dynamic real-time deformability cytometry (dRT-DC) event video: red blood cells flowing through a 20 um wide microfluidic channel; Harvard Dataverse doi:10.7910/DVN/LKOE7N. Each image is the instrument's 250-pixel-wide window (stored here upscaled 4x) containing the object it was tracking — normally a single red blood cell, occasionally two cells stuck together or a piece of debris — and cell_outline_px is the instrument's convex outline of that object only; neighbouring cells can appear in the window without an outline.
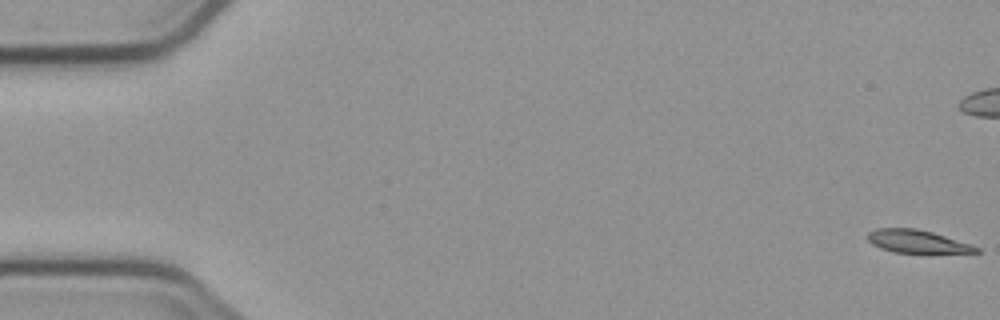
{"species": "common noctule bat (a hibernating species)", "species_latin": "Nyctalus noctula", "temperature_condition": "cold", "stored_images_in_passage": 5, "camera_frame_rate_fps": 3000, "um_per_image_px": 0.085, "animal": {"sex": "male", "body_mass_g": 23.1, "forearm_length_mm": 52.7}, "frame": {"image": 1, "passage_image": 1, "time_ms": 0.0, "image_size_px": [1000, 320], "cell_outline_px": [[980, 252], [928, 256], [892, 252], [880, 248], [872, 244], [868, 240], [868, 232], [876, 228], [916, 228], [932, 232], [972, 244], [980, 248]], "centroid_in_image_um": [78.05, 20.59], "position_along_channel_um": 6.9, "area_um2": 15.61}}